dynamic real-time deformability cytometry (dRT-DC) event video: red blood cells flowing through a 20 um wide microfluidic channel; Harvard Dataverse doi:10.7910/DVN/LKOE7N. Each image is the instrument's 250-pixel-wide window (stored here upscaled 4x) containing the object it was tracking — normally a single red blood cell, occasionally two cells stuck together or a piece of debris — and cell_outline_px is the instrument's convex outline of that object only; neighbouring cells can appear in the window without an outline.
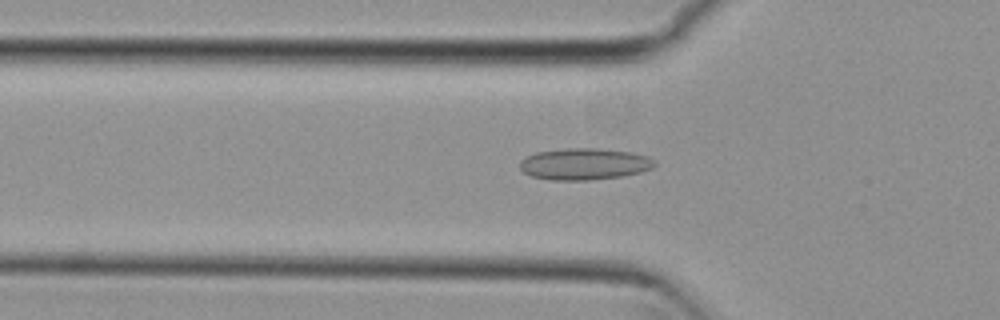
{"species": "common noctule bat (a hibernating species)", "species_latin": "Nyctalus noctula", "temperature_condition": "cold", "stored_images_in_passage": 22, "camera_frame_rate_fps": 3000, "um_per_image_px": 0.085, "animal": {"sex": "female", "body_mass_g": 29.2, "forearm_length_mm": 56.3}, "frame": {"image": 1, "passage_image": 12, "time_ms": 3.667, "image_size_px": [1000, 320], "cell_outline_px": [[656, 164], [652, 168], [640, 172], [620, 176], [588, 180], [552, 180], [532, 176], [524, 172], [520, 168], [520, 160], [524, 156], [536, 152], [564, 148], [600, 148], [632, 152], [648, 156], [656, 160]], "centroid_in_image_um": [49.66, 13.92], "position_along_channel_um": 76.1, "area_um2": 24.97}}
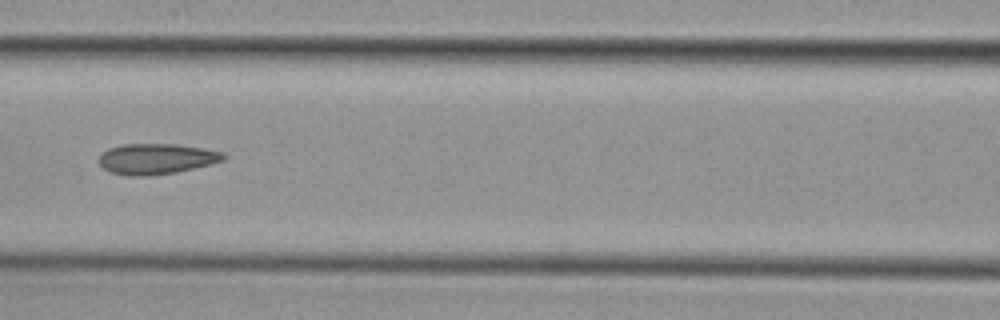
{"frame": {"image": 2, "passage_image": 18, "time_ms": 5.667, "image_size_px": [1000, 320], "cell_outline_px": [[228, 156], [224, 160], [212, 164], [176, 172], [148, 176], [128, 176], [112, 172], [104, 168], [96, 160], [108, 148], [120, 144], [176, 144], [224, 152]], "centroid_in_image_um": [13.3, 13.5], "position_along_channel_um": 153.3, "area_um2": 22.31}}
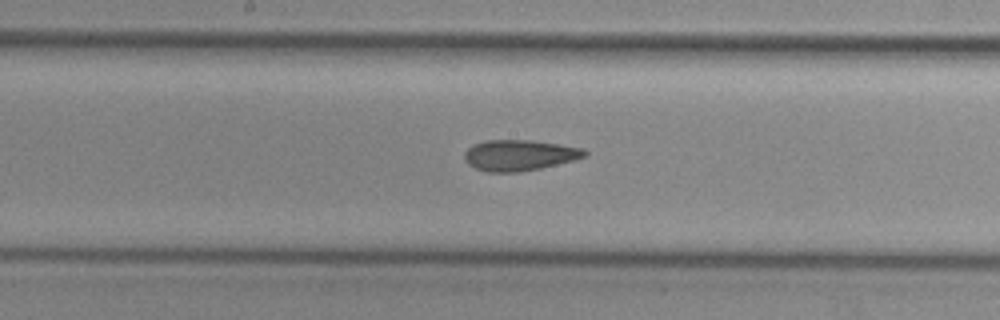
{"frame": {"image": 3, "passage_image": 22, "time_ms": 7.0, "image_size_px": [1000, 320], "cell_outline_px": [[588, 156], [540, 168], [516, 172], [488, 172], [476, 168], [468, 164], [464, 160], [464, 152], [472, 144], [484, 140], [532, 140], [584, 148], [588, 152]], "centroid_in_image_um": [44.12, 13.18], "position_along_channel_um": 204.1, "area_um2": 21.62}}